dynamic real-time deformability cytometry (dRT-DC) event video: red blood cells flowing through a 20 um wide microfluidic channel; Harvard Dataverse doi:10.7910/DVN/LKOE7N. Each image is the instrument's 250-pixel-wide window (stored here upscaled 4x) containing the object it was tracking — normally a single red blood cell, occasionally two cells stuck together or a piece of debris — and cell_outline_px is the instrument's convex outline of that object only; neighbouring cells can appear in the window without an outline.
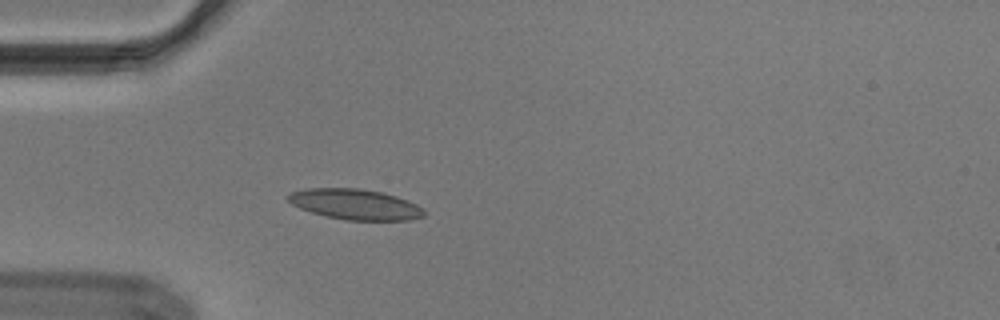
{"species": "Egyptian fruit bat (a non-hibernating species)", "species_latin": "Rousettus aegyptiacus", "temperature_condition": "cold", "stored_images_in_passage": 39, "camera_frame_rate_fps": 3000, "um_per_image_px": 0.085, "animal": {"sex": "male"}, "frame": {"image": 1, "passage_image": 1, "time_ms": 0.0, "image_size_px": [1000, 320], "cell_outline_px": [[428, 212], [424, 216], [408, 220], [344, 220], [312, 212], [300, 208], [292, 204], [284, 196], [292, 192], [304, 188], [360, 188], [380, 192], [396, 196], [408, 200], [424, 208]], "centroid_in_image_um": [30.21, 17.36], "position_along_channel_um": 54.8, "area_um2": 24.28}}
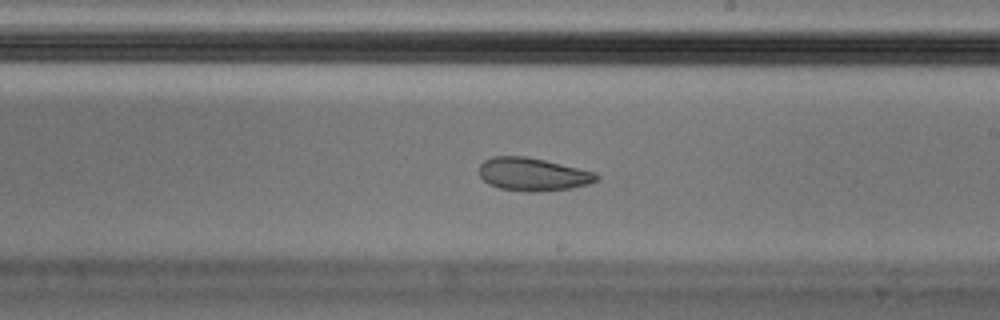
{"frame": {"image": 2, "passage_image": 17, "time_ms": 5.333, "image_size_px": [1000, 320], "cell_outline_px": [[600, 176], [596, 180], [588, 184], [568, 188], [540, 192], [528, 192], [500, 188], [488, 184], [480, 176], [480, 164], [484, 160], [492, 156], [524, 156], [544, 160], [596, 172]], "centroid_in_image_um": [45.28, 14.81], "position_along_channel_um": 243.7, "area_um2": 22.48}}
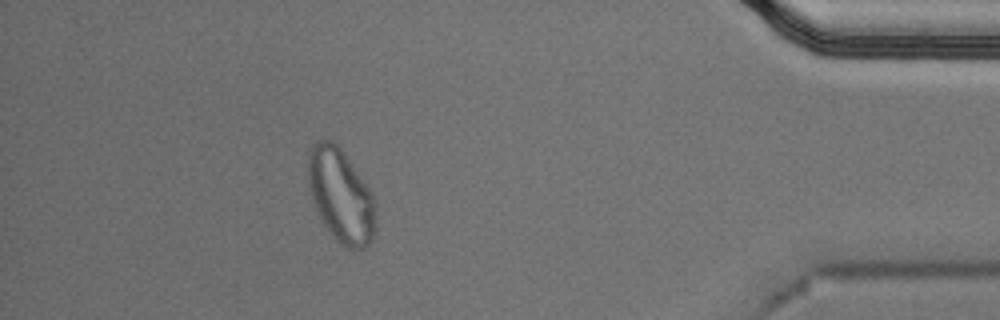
{"frame": {"image": 3, "passage_image": 34, "time_ms": 11.0, "image_size_px": [1000, 320], "cell_outline_px": [[376, 208], [372, 240], [364, 248], [348, 248], [340, 244], [336, 240], [324, 224], [316, 212], [312, 200], [308, 184], [308, 148], [316, 140], [332, 140], [344, 152], [368, 188], [372, 196]], "centroid_in_image_um": [28.93, 16.6], "position_along_channel_um": 406.3, "area_um2": 36.65}, "authors_computed_cell_mechanics": {"area_um2": 23.9292, "velocity_mm_per_s": 3.6733, "shape_relaxation_time_tau1_ms": null, "shape_relaxation_time_tau2_ms": 1.987, "deformation_change_tau1": null, "deformation_change_tau2": 0.059}}